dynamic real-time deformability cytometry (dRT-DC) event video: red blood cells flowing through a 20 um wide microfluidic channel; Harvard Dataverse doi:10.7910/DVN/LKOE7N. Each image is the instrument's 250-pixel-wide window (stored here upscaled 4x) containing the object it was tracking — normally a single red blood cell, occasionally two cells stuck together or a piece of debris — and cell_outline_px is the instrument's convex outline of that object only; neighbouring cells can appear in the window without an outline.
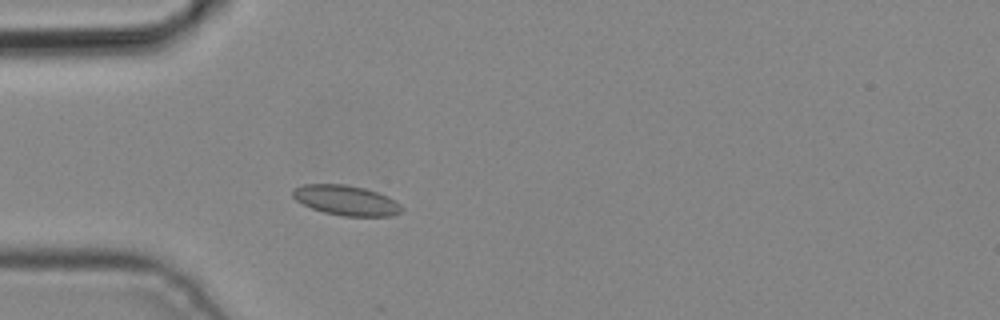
{"species": "common noctule bat (a hibernating species)", "species_latin": "Nyctalus noctula", "temperature_condition": "cold", "stored_images_in_passage": 3, "camera_frame_rate_fps": 3000, "um_per_image_px": 0.085, "animal": {"sex": "male", "body_mass_g": 19.2, "forearm_length_mm": 51.8}, "frame": {"image": 1, "passage_image": 3, "time_ms": 0.667, "image_size_px": [1000, 320], "cell_outline_px": [[404, 208], [400, 212], [392, 216], [344, 216], [324, 212], [312, 208], [296, 200], [292, 196], [292, 188], [304, 184], [344, 184], [364, 188], [388, 196], [396, 200]], "centroid_in_image_um": [29.42, 17.02], "position_along_channel_um": 55.6, "area_um2": 19.07}}